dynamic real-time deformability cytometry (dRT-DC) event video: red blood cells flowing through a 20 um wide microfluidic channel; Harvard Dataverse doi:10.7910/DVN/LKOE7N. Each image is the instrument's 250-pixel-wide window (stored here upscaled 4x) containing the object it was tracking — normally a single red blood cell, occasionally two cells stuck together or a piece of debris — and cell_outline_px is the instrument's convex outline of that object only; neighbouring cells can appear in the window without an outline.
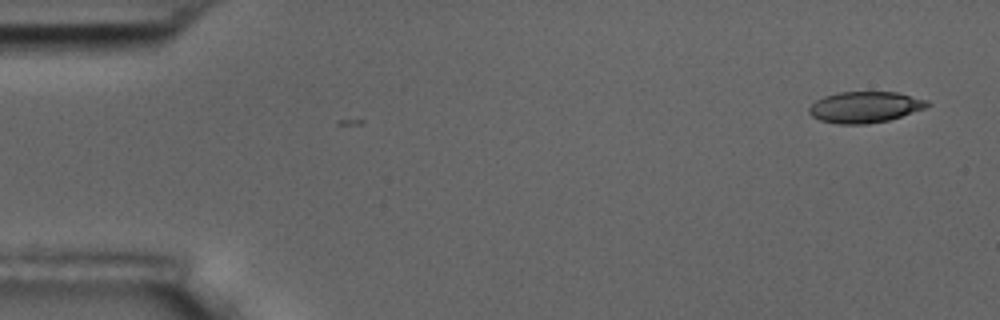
{"species": "common noctule bat (a hibernating species)", "species_latin": "Nyctalus noctula", "temperature_condition": "room temperature", "stored_images_in_passage": 4, "camera_frame_rate_fps": 3000, "um_per_image_px": 0.085, "animal": {"sex": "male", "body_mass_g": 17.5, "forearm_length_mm": 52.3}, "frame": {"image": 1, "passage_image": 1, "time_ms": 0.0, "image_size_px": [1000, 320], "cell_outline_px": [[932, 104], [924, 108], [888, 120], [868, 124], [836, 124], [820, 120], [812, 116], [808, 112], [808, 108], [816, 100], [824, 96], [840, 92], [896, 92], [928, 100]], "centroid_in_image_um": [73.5, 9.1], "position_along_channel_um": 11.5, "area_um2": 21.39}}